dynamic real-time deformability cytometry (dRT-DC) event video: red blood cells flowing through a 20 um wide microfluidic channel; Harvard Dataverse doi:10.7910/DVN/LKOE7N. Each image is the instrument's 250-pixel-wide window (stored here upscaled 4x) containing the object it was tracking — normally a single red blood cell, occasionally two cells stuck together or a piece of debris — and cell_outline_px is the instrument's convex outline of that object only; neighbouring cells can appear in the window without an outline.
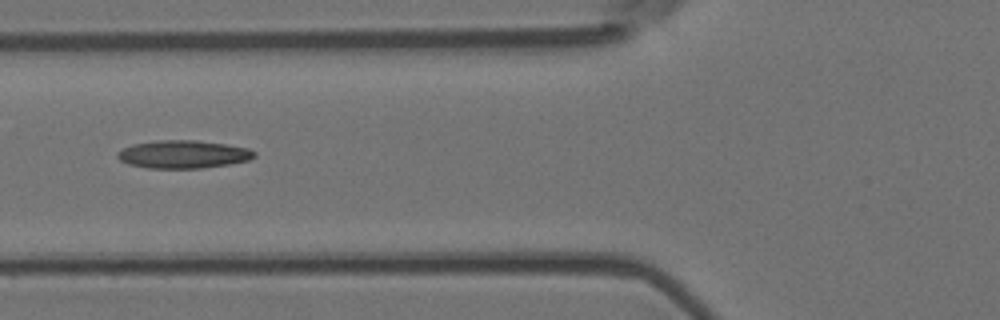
{"species": "Egyptian fruit bat (a non-hibernating species)", "species_latin": "Rousettus aegyptiacus", "temperature_condition": "room temperature", "stored_images_in_passage": 9, "camera_frame_rate_fps": 3000, "um_per_image_px": 0.085, "animal": {"sex": "female"}, "frame": {"image": 1, "passage_image": 6, "time_ms": 1.667, "image_size_px": [1000, 320], "cell_outline_px": [[256, 156], [248, 160], [228, 164], [200, 168], [148, 168], [128, 164], [120, 160], [116, 156], [116, 152], [132, 144], [160, 140], [196, 140], [224, 144], [248, 148], [256, 152]], "centroid_in_image_um": [15.55, 13.11], "position_along_channel_um": 110.3, "area_um2": 22.2}}
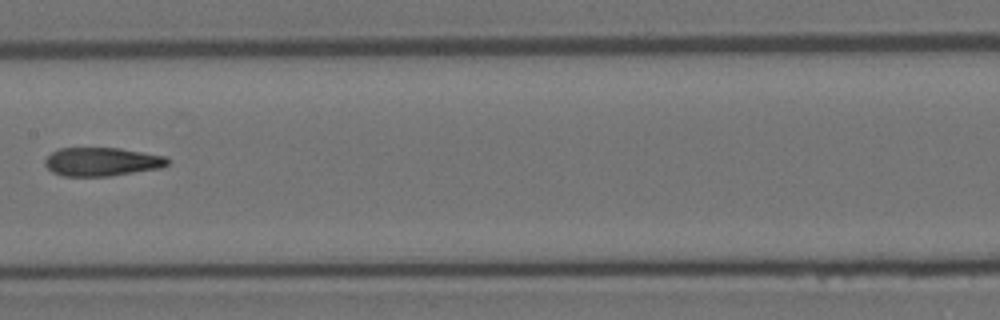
{"frame": {"image": 2, "passage_image": 8, "time_ms": 2.333, "image_size_px": [1000, 320], "cell_outline_px": [[168, 164], [160, 168], [112, 176], [64, 176], [52, 172], [44, 164], [44, 160], [52, 152], [60, 148], [120, 148], [168, 156]], "centroid_in_image_um": [8.67, 13.75], "position_along_channel_um": 198.7, "area_um2": 20.52}}
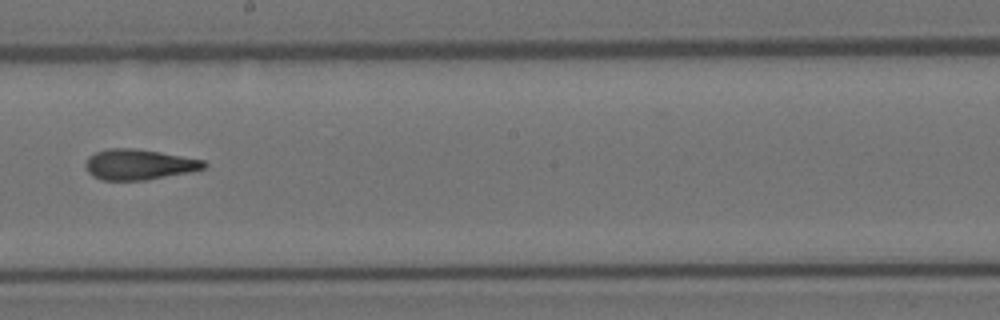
{"frame": {"image": 3, "passage_image": 9, "time_ms": 2.667, "image_size_px": [1000, 320], "cell_outline_px": [[208, 164], [204, 168], [188, 172], [144, 180], [104, 180], [92, 176], [88, 172], [84, 164], [88, 156], [96, 152], [108, 148], [132, 148], [160, 152], [204, 160]], "centroid_in_image_um": [11.77, 13.97], "position_along_channel_um": 236.4, "area_um2": 20.92}}